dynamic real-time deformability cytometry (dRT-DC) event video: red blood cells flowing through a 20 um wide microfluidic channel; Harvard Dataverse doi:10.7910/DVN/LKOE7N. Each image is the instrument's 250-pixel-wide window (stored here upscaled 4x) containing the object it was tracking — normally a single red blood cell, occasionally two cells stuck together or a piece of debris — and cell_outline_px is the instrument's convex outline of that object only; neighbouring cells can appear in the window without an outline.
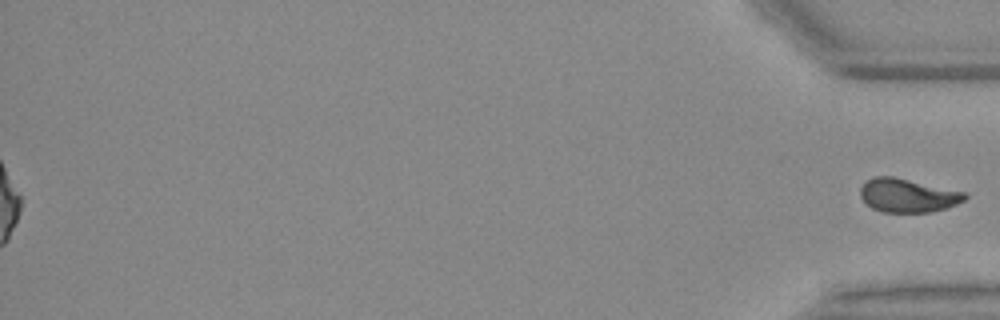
{"species": "Egyptian fruit bat (a non-hibernating species)", "species_latin": "Rousettus aegyptiacus", "temperature_condition": "warm", "stored_images_in_passage": 56, "segment_of_instrument_passage": [2, 2], "camera_frame_rate_fps": 3000, "um_per_image_px": 0.085, "animal": {"sex": "female"}, "frame": {"image": 1, "passage_image": 56, "time_ms": 18.333, "image_size_px": [1000, 320], "cell_outline_px": [[968, 196], [964, 200], [956, 204], [932, 212], [880, 212], [872, 208], [860, 196], [860, 188], [868, 180], [876, 176], [892, 176], [964, 192]], "centroid_in_image_um": [77.14, 16.62], "position_along_channel_um": 358.1, "area_um2": 20.17}}